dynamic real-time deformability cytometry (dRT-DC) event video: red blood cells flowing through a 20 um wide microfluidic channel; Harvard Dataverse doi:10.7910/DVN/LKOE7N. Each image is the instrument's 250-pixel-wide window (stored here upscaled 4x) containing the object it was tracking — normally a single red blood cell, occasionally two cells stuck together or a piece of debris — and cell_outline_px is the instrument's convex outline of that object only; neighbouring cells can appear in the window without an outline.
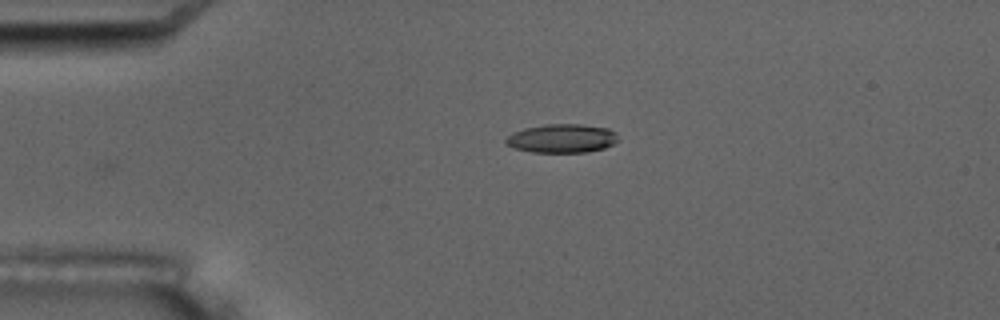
{"species": "common noctule bat (a hibernating species)", "species_latin": "Nyctalus noctula", "temperature_condition": "room temperature", "stored_images_in_passage": 3, "camera_frame_rate_fps": 3000, "um_per_image_px": 0.085, "animal": {"sex": "male", "body_mass_g": 17.5, "forearm_length_mm": 52.3}, "frame": {"image": 1, "passage_image": 3, "time_ms": 2.333, "image_size_px": [1000, 320], "cell_outline_px": [[620, 140], [604, 148], [588, 152], [532, 152], [512, 148], [504, 144], [504, 140], [512, 132], [524, 128], [544, 124], [580, 124], [608, 128], [616, 132]], "centroid_in_image_um": [47.74, 11.76], "position_along_channel_um": 37.3, "area_um2": 19.07}}